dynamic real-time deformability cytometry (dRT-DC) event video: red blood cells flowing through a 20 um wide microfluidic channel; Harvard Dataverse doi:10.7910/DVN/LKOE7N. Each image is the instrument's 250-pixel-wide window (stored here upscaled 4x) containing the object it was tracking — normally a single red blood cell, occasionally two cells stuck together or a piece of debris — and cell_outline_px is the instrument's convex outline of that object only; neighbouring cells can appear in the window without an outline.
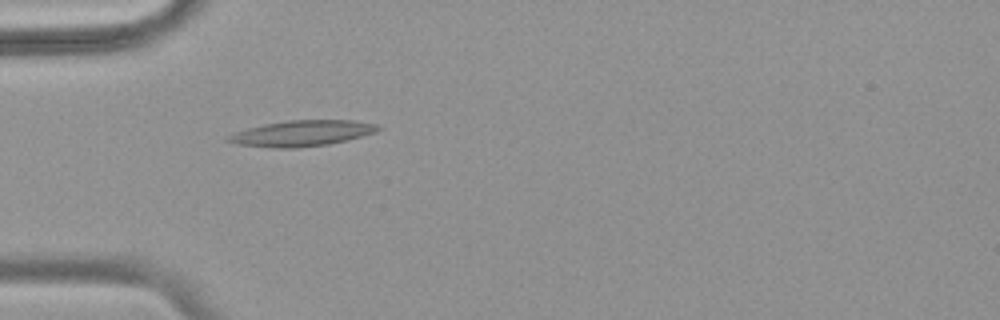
{"species": "common noctule bat (a hibernating species)", "species_latin": "Nyctalus noctula", "temperature_condition": "warm", "stored_images_in_passage": 39, "camera_frame_rate_fps": 3000, "um_per_image_px": 0.085, "animal": {"sex": "female", "body_mass_g": 18.4}, "frame": {"image": 1, "passage_image": 1, "time_ms": 0.0, "image_size_px": [1000, 320], "cell_outline_px": [[380, 128], [376, 132], [348, 140], [328, 144], [296, 148], [272, 148], [236, 144], [224, 140], [228, 136], [236, 132], [248, 128], [264, 124], [288, 120], [352, 120], [376, 124]], "centroid_in_image_um": [25.64, 11.33], "position_along_channel_um": 59.4, "area_um2": 22.48}}
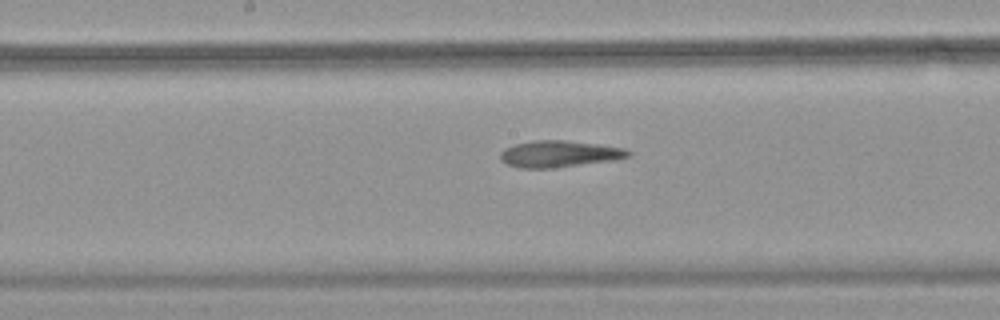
{"frame": {"image": 2, "passage_image": 13, "time_ms": 4.0, "image_size_px": [1000, 320], "cell_outline_px": [[632, 152], [628, 156], [616, 160], [556, 168], [520, 168], [508, 164], [500, 160], [500, 152], [504, 148], [516, 144], [532, 140], [564, 140], [600, 144], [624, 148]], "centroid_in_image_um": [47.54, 13.08], "position_along_channel_um": 200.7, "area_um2": 20.0}}
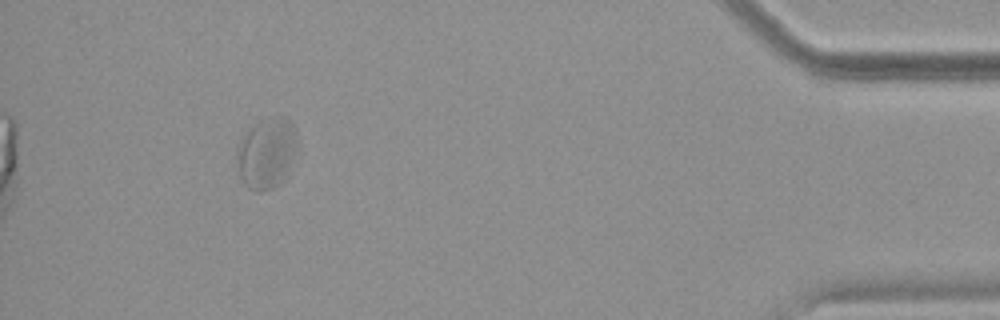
{"frame": {"image": 3, "passage_image": 35, "time_ms": 11.333, "image_size_px": [1000, 320], "cell_outline_px": [[300, 152], [284, 180], [280, 184], [272, 188], [260, 192], [256, 192], [248, 188], [244, 184], [240, 176], [236, 160], [236, 156], [240, 140], [260, 120], [268, 116], [288, 116], [292, 120], [296, 132]], "centroid_in_image_um": [22.75, 13.01], "position_along_channel_um": 412.5, "area_um2": 25.84}, "authors_computed_cell_mechanics": {"area_um2": 21.2126, "velocity_mm_per_s": 3.6712, "shape_relaxation_time_tau1_ms": null, "shape_relaxation_time_tau2_ms": 3.0196, "deformation_change_tau1": null, "deformation_change_tau2": 0.1079}}